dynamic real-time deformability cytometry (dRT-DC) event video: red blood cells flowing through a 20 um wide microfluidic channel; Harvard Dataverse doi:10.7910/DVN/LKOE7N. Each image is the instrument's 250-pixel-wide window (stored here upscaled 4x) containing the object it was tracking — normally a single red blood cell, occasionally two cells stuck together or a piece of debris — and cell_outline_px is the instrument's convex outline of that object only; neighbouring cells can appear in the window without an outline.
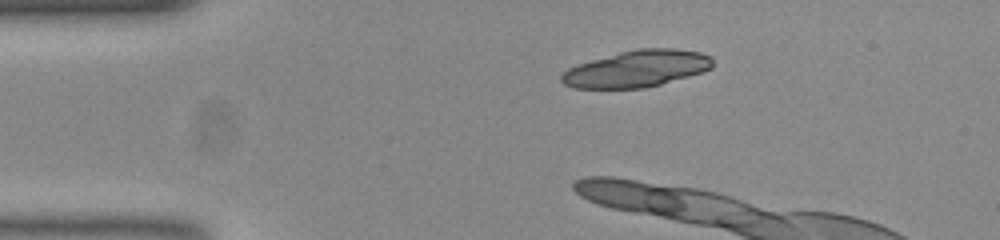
{"species": "common noctule bat (a hibernating species)", "species_latin": "Nyctalus noctula", "temperature_condition": "room temperature", "stored_images_in_passage": 6, "camera_frame_rate_fps": 3000, "um_per_image_px": 0.085, "animal": {"sex": "female", "body_mass_g": 23.0, "forearm_length_mm": 53.4}, "frame": {"image": 1, "passage_image": 1, "time_ms": 0.0, "image_size_px": [1000, 240], "cell_outline_px": [[712, 68], [704, 72], [660, 84], [644, 88], [572, 88], [564, 84], [560, 80], [560, 76], [568, 68], [576, 64], [620, 52], [640, 48], [676, 48], [700, 52], [712, 56]], "centroid_in_image_um": [54.14, 5.84], "position_along_channel_um": 30.9, "area_um2": 32.43}}